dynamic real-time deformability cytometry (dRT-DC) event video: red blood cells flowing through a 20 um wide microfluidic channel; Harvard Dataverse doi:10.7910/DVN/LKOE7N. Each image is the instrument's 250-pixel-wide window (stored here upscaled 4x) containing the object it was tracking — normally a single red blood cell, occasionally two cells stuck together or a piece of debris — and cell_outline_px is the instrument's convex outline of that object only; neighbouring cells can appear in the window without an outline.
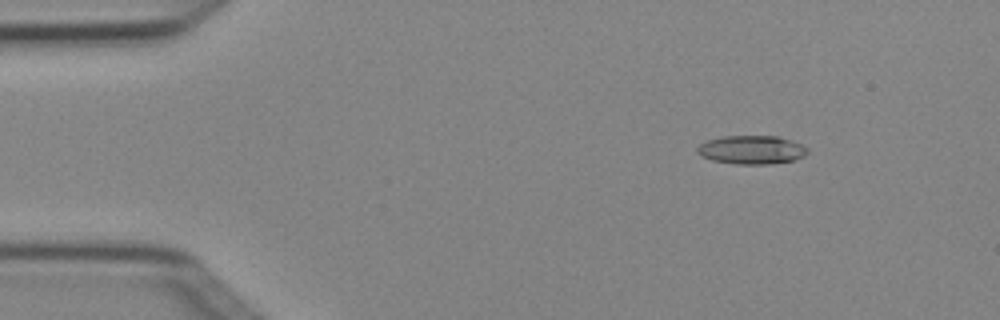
{"species": "Egyptian fruit bat (a non-hibernating species)", "species_latin": "Rousettus aegyptiacus", "temperature_condition": "cold", "stored_images_in_passage": 5, "camera_frame_rate_fps": 3000, "um_per_image_px": 0.085, "animal": {"sex": "female"}, "frame": {"image": 1, "passage_image": 2, "time_ms": 0.333, "image_size_px": [1000, 320], "cell_outline_px": [[808, 152], [804, 156], [792, 160], [768, 164], [736, 164], [712, 160], [700, 156], [696, 152], [696, 148], [700, 144], [708, 140], [724, 136], [776, 136], [792, 140], [808, 148]], "centroid_in_image_um": [63.86, 12.73], "position_along_channel_um": 21.1, "area_um2": 18.32}}
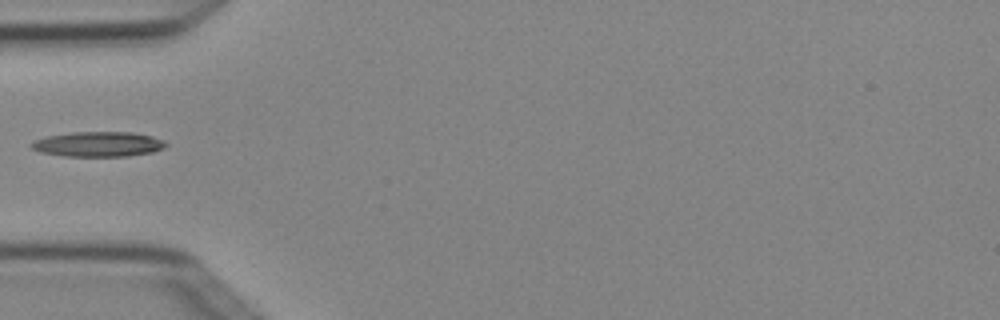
{"frame": {"image": 2, "passage_image": 5, "time_ms": 1.333, "image_size_px": [1000, 320], "cell_outline_px": [[168, 144], [164, 148], [152, 152], [128, 156], [64, 156], [40, 152], [32, 148], [28, 144], [44, 136], [72, 132], [132, 132], [152, 136], [164, 140]], "centroid_in_image_um": [8.34, 12.25], "position_along_channel_um": 76.7, "area_um2": 19.71}}